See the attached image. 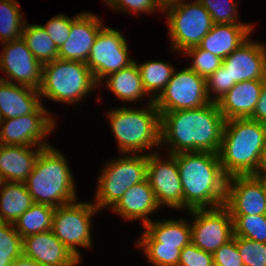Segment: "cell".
<instances>
[{
  "mask_svg": "<svg viewBox=\"0 0 266 266\" xmlns=\"http://www.w3.org/2000/svg\"><path fill=\"white\" fill-rule=\"evenodd\" d=\"M0 45V70L6 73V78L0 76V80L39 90L43 65L34 57L22 37Z\"/></svg>",
  "mask_w": 266,
  "mask_h": 266,
  "instance_id": "obj_15",
  "label": "cell"
},
{
  "mask_svg": "<svg viewBox=\"0 0 266 266\" xmlns=\"http://www.w3.org/2000/svg\"><path fill=\"white\" fill-rule=\"evenodd\" d=\"M17 0H0V44L18 39L26 20Z\"/></svg>",
  "mask_w": 266,
  "mask_h": 266,
  "instance_id": "obj_31",
  "label": "cell"
},
{
  "mask_svg": "<svg viewBox=\"0 0 266 266\" xmlns=\"http://www.w3.org/2000/svg\"><path fill=\"white\" fill-rule=\"evenodd\" d=\"M161 157L159 151L148 154L147 180L160 207L183 210V191L174 154Z\"/></svg>",
  "mask_w": 266,
  "mask_h": 266,
  "instance_id": "obj_14",
  "label": "cell"
},
{
  "mask_svg": "<svg viewBox=\"0 0 266 266\" xmlns=\"http://www.w3.org/2000/svg\"><path fill=\"white\" fill-rule=\"evenodd\" d=\"M128 51L126 38L119 30L106 25L101 28L86 63L98 84L108 75L135 62Z\"/></svg>",
  "mask_w": 266,
  "mask_h": 266,
  "instance_id": "obj_11",
  "label": "cell"
},
{
  "mask_svg": "<svg viewBox=\"0 0 266 266\" xmlns=\"http://www.w3.org/2000/svg\"><path fill=\"white\" fill-rule=\"evenodd\" d=\"M234 236L244 237L258 243H266V214L231 215Z\"/></svg>",
  "mask_w": 266,
  "mask_h": 266,
  "instance_id": "obj_32",
  "label": "cell"
},
{
  "mask_svg": "<svg viewBox=\"0 0 266 266\" xmlns=\"http://www.w3.org/2000/svg\"><path fill=\"white\" fill-rule=\"evenodd\" d=\"M206 89L211 102H217L230 90V75L223 64L206 78Z\"/></svg>",
  "mask_w": 266,
  "mask_h": 266,
  "instance_id": "obj_39",
  "label": "cell"
},
{
  "mask_svg": "<svg viewBox=\"0 0 266 266\" xmlns=\"http://www.w3.org/2000/svg\"><path fill=\"white\" fill-rule=\"evenodd\" d=\"M153 102L159 112L201 108L211 102L206 78L188 67L178 71L175 68L170 81Z\"/></svg>",
  "mask_w": 266,
  "mask_h": 266,
  "instance_id": "obj_10",
  "label": "cell"
},
{
  "mask_svg": "<svg viewBox=\"0 0 266 266\" xmlns=\"http://www.w3.org/2000/svg\"><path fill=\"white\" fill-rule=\"evenodd\" d=\"M164 13L167 15L170 48L175 53L181 54L189 48L198 46L214 25L209 12L198 0H179L167 7Z\"/></svg>",
  "mask_w": 266,
  "mask_h": 266,
  "instance_id": "obj_8",
  "label": "cell"
},
{
  "mask_svg": "<svg viewBox=\"0 0 266 266\" xmlns=\"http://www.w3.org/2000/svg\"><path fill=\"white\" fill-rule=\"evenodd\" d=\"M154 1L164 11L167 7L174 5L179 0H154Z\"/></svg>",
  "mask_w": 266,
  "mask_h": 266,
  "instance_id": "obj_47",
  "label": "cell"
},
{
  "mask_svg": "<svg viewBox=\"0 0 266 266\" xmlns=\"http://www.w3.org/2000/svg\"><path fill=\"white\" fill-rule=\"evenodd\" d=\"M256 174L266 175V144H265V147L263 149L262 158L260 161V167H259V170Z\"/></svg>",
  "mask_w": 266,
  "mask_h": 266,
  "instance_id": "obj_46",
  "label": "cell"
},
{
  "mask_svg": "<svg viewBox=\"0 0 266 266\" xmlns=\"http://www.w3.org/2000/svg\"><path fill=\"white\" fill-rule=\"evenodd\" d=\"M72 18L63 13L52 17L45 25H41L59 48L69 38Z\"/></svg>",
  "mask_w": 266,
  "mask_h": 266,
  "instance_id": "obj_40",
  "label": "cell"
},
{
  "mask_svg": "<svg viewBox=\"0 0 266 266\" xmlns=\"http://www.w3.org/2000/svg\"><path fill=\"white\" fill-rule=\"evenodd\" d=\"M158 209L160 210V206L146 178L130 187L111 211L127 221L139 220L144 227L153 220L150 215H153Z\"/></svg>",
  "mask_w": 266,
  "mask_h": 266,
  "instance_id": "obj_20",
  "label": "cell"
},
{
  "mask_svg": "<svg viewBox=\"0 0 266 266\" xmlns=\"http://www.w3.org/2000/svg\"><path fill=\"white\" fill-rule=\"evenodd\" d=\"M265 144L266 124L250 118L226 120L218 151L224 174H256Z\"/></svg>",
  "mask_w": 266,
  "mask_h": 266,
  "instance_id": "obj_3",
  "label": "cell"
},
{
  "mask_svg": "<svg viewBox=\"0 0 266 266\" xmlns=\"http://www.w3.org/2000/svg\"><path fill=\"white\" fill-rule=\"evenodd\" d=\"M101 83L103 87H107L123 102H140V100L147 97L148 102H153L143 88L136 61L130 66L108 75L100 82V85Z\"/></svg>",
  "mask_w": 266,
  "mask_h": 266,
  "instance_id": "obj_26",
  "label": "cell"
},
{
  "mask_svg": "<svg viewBox=\"0 0 266 266\" xmlns=\"http://www.w3.org/2000/svg\"><path fill=\"white\" fill-rule=\"evenodd\" d=\"M178 266H214L213 254L198 248L191 242L181 249Z\"/></svg>",
  "mask_w": 266,
  "mask_h": 266,
  "instance_id": "obj_41",
  "label": "cell"
},
{
  "mask_svg": "<svg viewBox=\"0 0 266 266\" xmlns=\"http://www.w3.org/2000/svg\"><path fill=\"white\" fill-rule=\"evenodd\" d=\"M44 146L0 144V172L7 182L24 183Z\"/></svg>",
  "mask_w": 266,
  "mask_h": 266,
  "instance_id": "obj_22",
  "label": "cell"
},
{
  "mask_svg": "<svg viewBox=\"0 0 266 266\" xmlns=\"http://www.w3.org/2000/svg\"><path fill=\"white\" fill-rule=\"evenodd\" d=\"M55 207L34 203L14 223L15 231L25 238L52 230Z\"/></svg>",
  "mask_w": 266,
  "mask_h": 266,
  "instance_id": "obj_28",
  "label": "cell"
},
{
  "mask_svg": "<svg viewBox=\"0 0 266 266\" xmlns=\"http://www.w3.org/2000/svg\"><path fill=\"white\" fill-rule=\"evenodd\" d=\"M7 183L4 175L0 172V191L2 190V188L5 186V184Z\"/></svg>",
  "mask_w": 266,
  "mask_h": 266,
  "instance_id": "obj_49",
  "label": "cell"
},
{
  "mask_svg": "<svg viewBox=\"0 0 266 266\" xmlns=\"http://www.w3.org/2000/svg\"><path fill=\"white\" fill-rule=\"evenodd\" d=\"M253 29V24H214L198 47L225 59L251 37Z\"/></svg>",
  "mask_w": 266,
  "mask_h": 266,
  "instance_id": "obj_23",
  "label": "cell"
},
{
  "mask_svg": "<svg viewBox=\"0 0 266 266\" xmlns=\"http://www.w3.org/2000/svg\"><path fill=\"white\" fill-rule=\"evenodd\" d=\"M193 217L191 242L198 248L213 254L234 236L233 219L225 206L193 209L188 211Z\"/></svg>",
  "mask_w": 266,
  "mask_h": 266,
  "instance_id": "obj_13",
  "label": "cell"
},
{
  "mask_svg": "<svg viewBox=\"0 0 266 266\" xmlns=\"http://www.w3.org/2000/svg\"><path fill=\"white\" fill-rule=\"evenodd\" d=\"M24 184L34 203L56 208L78 200L67 158L53 145L40 152Z\"/></svg>",
  "mask_w": 266,
  "mask_h": 266,
  "instance_id": "obj_4",
  "label": "cell"
},
{
  "mask_svg": "<svg viewBox=\"0 0 266 266\" xmlns=\"http://www.w3.org/2000/svg\"><path fill=\"white\" fill-rule=\"evenodd\" d=\"M250 119L266 124V79L263 82L259 100Z\"/></svg>",
  "mask_w": 266,
  "mask_h": 266,
  "instance_id": "obj_43",
  "label": "cell"
},
{
  "mask_svg": "<svg viewBox=\"0 0 266 266\" xmlns=\"http://www.w3.org/2000/svg\"><path fill=\"white\" fill-rule=\"evenodd\" d=\"M209 12L214 24H252L240 21L236 0H198Z\"/></svg>",
  "mask_w": 266,
  "mask_h": 266,
  "instance_id": "obj_33",
  "label": "cell"
},
{
  "mask_svg": "<svg viewBox=\"0 0 266 266\" xmlns=\"http://www.w3.org/2000/svg\"><path fill=\"white\" fill-rule=\"evenodd\" d=\"M107 6L112 10L120 11V13L138 14V13H154L163 10L154 0H104ZM158 9V10H157Z\"/></svg>",
  "mask_w": 266,
  "mask_h": 266,
  "instance_id": "obj_38",
  "label": "cell"
},
{
  "mask_svg": "<svg viewBox=\"0 0 266 266\" xmlns=\"http://www.w3.org/2000/svg\"><path fill=\"white\" fill-rule=\"evenodd\" d=\"M22 249L23 255L42 266H77L81 263L52 230L23 238Z\"/></svg>",
  "mask_w": 266,
  "mask_h": 266,
  "instance_id": "obj_19",
  "label": "cell"
},
{
  "mask_svg": "<svg viewBox=\"0 0 266 266\" xmlns=\"http://www.w3.org/2000/svg\"><path fill=\"white\" fill-rule=\"evenodd\" d=\"M83 62L56 59L42 66L41 98L75 105L100 85Z\"/></svg>",
  "mask_w": 266,
  "mask_h": 266,
  "instance_id": "obj_6",
  "label": "cell"
},
{
  "mask_svg": "<svg viewBox=\"0 0 266 266\" xmlns=\"http://www.w3.org/2000/svg\"><path fill=\"white\" fill-rule=\"evenodd\" d=\"M143 250L148 263L153 266H178L181 249L178 247L160 246V243H136Z\"/></svg>",
  "mask_w": 266,
  "mask_h": 266,
  "instance_id": "obj_34",
  "label": "cell"
},
{
  "mask_svg": "<svg viewBox=\"0 0 266 266\" xmlns=\"http://www.w3.org/2000/svg\"><path fill=\"white\" fill-rule=\"evenodd\" d=\"M214 266H244L237 248V236L223 244L213 253Z\"/></svg>",
  "mask_w": 266,
  "mask_h": 266,
  "instance_id": "obj_42",
  "label": "cell"
},
{
  "mask_svg": "<svg viewBox=\"0 0 266 266\" xmlns=\"http://www.w3.org/2000/svg\"><path fill=\"white\" fill-rule=\"evenodd\" d=\"M264 80L236 83L217 101L225 120L251 118L259 100Z\"/></svg>",
  "mask_w": 266,
  "mask_h": 266,
  "instance_id": "obj_21",
  "label": "cell"
},
{
  "mask_svg": "<svg viewBox=\"0 0 266 266\" xmlns=\"http://www.w3.org/2000/svg\"><path fill=\"white\" fill-rule=\"evenodd\" d=\"M254 176L260 181V184L262 186L263 192L266 196V175L262 174H254Z\"/></svg>",
  "mask_w": 266,
  "mask_h": 266,
  "instance_id": "obj_48",
  "label": "cell"
},
{
  "mask_svg": "<svg viewBox=\"0 0 266 266\" xmlns=\"http://www.w3.org/2000/svg\"><path fill=\"white\" fill-rule=\"evenodd\" d=\"M138 109L126 106L109 110L107 118L120 154H150L160 147L161 115L154 102ZM155 148V149H154Z\"/></svg>",
  "mask_w": 266,
  "mask_h": 266,
  "instance_id": "obj_5",
  "label": "cell"
},
{
  "mask_svg": "<svg viewBox=\"0 0 266 266\" xmlns=\"http://www.w3.org/2000/svg\"><path fill=\"white\" fill-rule=\"evenodd\" d=\"M225 206L231 215L266 214V196L254 175L228 177Z\"/></svg>",
  "mask_w": 266,
  "mask_h": 266,
  "instance_id": "obj_17",
  "label": "cell"
},
{
  "mask_svg": "<svg viewBox=\"0 0 266 266\" xmlns=\"http://www.w3.org/2000/svg\"><path fill=\"white\" fill-rule=\"evenodd\" d=\"M182 53L192 58V62L188 68L204 78L213 74L222 65L223 61L219 56L207 50L200 49L198 46L189 48Z\"/></svg>",
  "mask_w": 266,
  "mask_h": 266,
  "instance_id": "obj_35",
  "label": "cell"
},
{
  "mask_svg": "<svg viewBox=\"0 0 266 266\" xmlns=\"http://www.w3.org/2000/svg\"><path fill=\"white\" fill-rule=\"evenodd\" d=\"M160 145H168V153H218L225 118L217 102L189 110L160 112Z\"/></svg>",
  "mask_w": 266,
  "mask_h": 266,
  "instance_id": "obj_1",
  "label": "cell"
},
{
  "mask_svg": "<svg viewBox=\"0 0 266 266\" xmlns=\"http://www.w3.org/2000/svg\"><path fill=\"white\" fill-rule=\"evenodd\" d=\"M22 39L34 57L43 65L59 58L58 47L43 27L38 24L24 25Z\"/></svg>",
  "mask_w": 266,
  "mask_h": 266,
  "instance_id": "obj_30",
  "label": "cell"
},
{
  "mask_svg": "<svg viewBox=\"0 0 266 266\" xmlns=\"http://www.w3.org/2000/svg\"><path fill=\"white\" fill-rule=\"evenodd\" d=\"M111 159L97 177V187L92 203L99 211L110 210L119 202L123 194L133 185L147 178L148 154L124 153Z\"/></svg>",
  "mask_w": 266,
  "mask_h": 266,
  "instance_id": "obj_7",
  "label": "cell"
},
{
  "mask_svg": "<svg viewBox=\"0 0 266 266\" xmlns=\"http://www.w3.org/2000/svg\"><path fill=\"white\" fill-rule=\"evenodd\" d=\"M237 248L244 266H266V243L237 237Z\"/></svg>",
  "mask_w": 266,
  "mask_h": 266,
  "instance_id": "obj_36",
  "label": "cell"
},
{
  "mask_svg": "<svg viewBox=\"0 0 266 266\" xmlns=\"http://www.w3.org/2000/svg\"><path fill=\"white\" fill-rule=\"evenodd\" d=\"M33 204L24 183L7 182L0 191V221L13 224Z\"/></svg>",
  "mask_w": 266,
  "mask_h": 266,
  "instance_id": "obj_27",
  "label": "cell"
},
{
  "mask_svg": "<svg viewBox=\"0 0 266 266\" xmlns=\"http://www.w3.org/2000/svg\"><path fill=\"white\" fill-rule=\"evenodd\" d=\"M47 110L42 104L34 113L0 120V144L51 146L45 139L55 131L57 123Z\"/></svg>",
  "mask_w": 266,
  "mask_h": 266,
  "instance_id": "obj_12",
  "label": "cell"
},
{
  "mask_svg": "<svg viewBox=\"0 0 266 266\" xmlns=\"http://www.w3.org/2000/svg\"><path fill=\"white\" fill-rule=\"evenodd\" d=\"M97 212L99 210L92 202L80 200L55 208L52 232L80 261L82 254L78 246H93L91 225Z\"/></svg>",
  "mask_w": 266,
  "mask_h": 266,
  "instance_id": "obj_9",
  "label": "cell"
},
{
  "mask_svg": "<svg viewBox=\"0 0 266 266\" xmlns=\"http://www.w3.org/2000/svg\"><path fill=\"white\" fill-rule=\"evenodd\" d=\"M20 255H0V266H11Z\"/></svg>",
  "mask_w": 266,
  "mask_h": 266,
  "instance_id": "obj_45",
  "label": "cell"
},
{
  "mask_svg": "<svg viewBox=\"0 0 266 266\" xmlns=\"http://www.w3.org/2000/svg\"><path fill=\"white\" fill-rule=\"evenodd\" d=\"M137 66L140 70L143 88L153 101L164 90L176 68L171 63L156 59L142 64L137 63Z\"/></svg>",
  "mask_w": 266,
  "mask_h": 266,
  "instance_id": "obj_29",
  "label": "cell"
},
{
  "mask_svg": "<svg viewBox=\"0 0 266 266\" xmlns=\"http://www.w3.org/2000/svg\"><path fill=\"white\" fill-rule=\"evenodd\" d=\"M183 191V211L225 205L227 179L218 153L174 154Z\"/></svg>",
  "mask_w": 266,
  "mask_h": 266,
  "instance_id": "obj_2",
  "label": "cell"
},
{
  "mask_svg": "<svg viewBox=\"0 0 266 266\" xmlns=\"http://www.w3.org/2000/svg\"><path fill=\"white\" fill-rule=\"evenodd\" d=\"M103 23L102 19L88 11L72 17L69 38L58 48L59 58L86 64Z\"/></svg>",
  "mask_w": 266,
  "mask_h": 266,
  "instance_id": "obj_18",
  "label": "cell"
},
{
  "mask_svg": "<svg viewBox=\"0 0 266 266\" xmlns=\"http://www.w3.org/2000/svg\"><path fill=\"white\" fill-rule=\"evenodd\" d=\"M222 64L230 75V89L239 82L266 79V43L253 41L250 37L243 42Z\"/></svg>",
  "mask_w": 266,
  "mask_h": 266,
  "instance_id": "obj_16",
  "label": "cell"
},
{
  "mask_svg": "<svg viewBox=\"0 0 266 266\" xmlns=\"http://www.w3.org/2000/svg\"><path fill=\"white\" fill-rule=\"evenodd\" d=\"M41 102L39 90L0 80V120L34 113Z\"/></svg>",
  "mask_w": 266,
  "mask_h": 266,
  "instance_id": "obj_25",
  "label": "cell"
},
{
  "mask_svg": "<svg viewBox=\"0 0 266 266\" xmlns=\"http://www.w3.org/2000/svg\"><path fill=\"white\" fill-rule=\"evenodd\" d=\"M191 224L185 218L152 220L135 243H160V246L182 249L191 243Z\"/></svg>",
  "mask_w": 266,
  "mask_h": 266,
  "instance_id": "obj_24",
  "label": "cell"
},
{
  "mask_svg": "<svg viewBox=\"0 0 266 266\" xmlns=\"http://www.w3.org/2000/svg\"><path fill=\"white\" fill-rule=\"evenodd\" d=\"M23 238L11 223L0 221V255H22Z\"/></svg>",
  "mask_w": 266,
  "mask_h": 266,
  "instance_id": "obj_37",
  "label": "cell"
},
{
  "mask_svg": "<svg viewBox=\"0 0 266 266\" xmlns=\"http://www.w3.org/2000/svg\"><path fill=\"white\" fill-rule=\"evenodd\" d=\"M11 266H42L37 261H34L33 259H30L29 257L25 255H20L18 258H16Z\"/></svg>",
  "mask_w": 266,
  "mask_h": 266,
  "instance_id": "obj_44",
  "label": "cell"
}]
</instances>
